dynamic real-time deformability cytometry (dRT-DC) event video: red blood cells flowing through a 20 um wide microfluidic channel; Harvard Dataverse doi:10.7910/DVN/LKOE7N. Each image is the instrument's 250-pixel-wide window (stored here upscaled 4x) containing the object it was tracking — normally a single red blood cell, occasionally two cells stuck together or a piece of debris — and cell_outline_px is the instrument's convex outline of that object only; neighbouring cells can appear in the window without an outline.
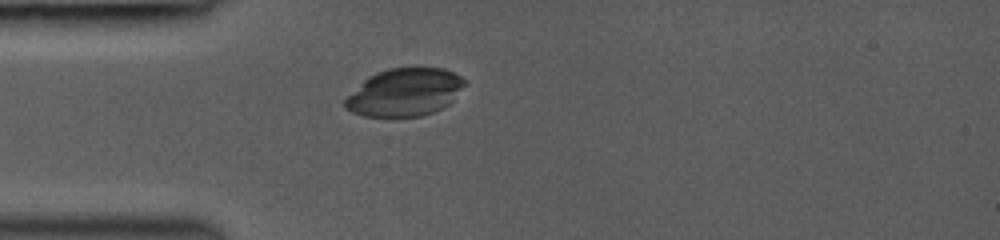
{"species": "common noctule bat (a hibernating species)", "species_latin": "Nyctalus noctula", "temperature_condition": "room temperature", "stored_images_in_passage": 45, "camera_frame_rate_fps": 3000, "um_per_image_px": 0.085, "animal": {"sex": "female", "body_mass_g": 19.0, "forearm_length_mm": 53.3}, "frame": {"image": 1, "passage_image": 14, "time_ms": 4.333, "image_size_px": [1000, 240], "cell_outline_px": [[464, 84], [452, 100], [448, 104], [432, 112], [420, 116], [364, 116], [352, 112], [344, 108], [344, 100], [368, 76], [376, 72], [388, 68], [444, 68], [460, 76], [464, 80]], "centroid_in_image_um": [34.36, 7.84], "position_along_channel_um": 50.6, "area_um2": 32.77}}
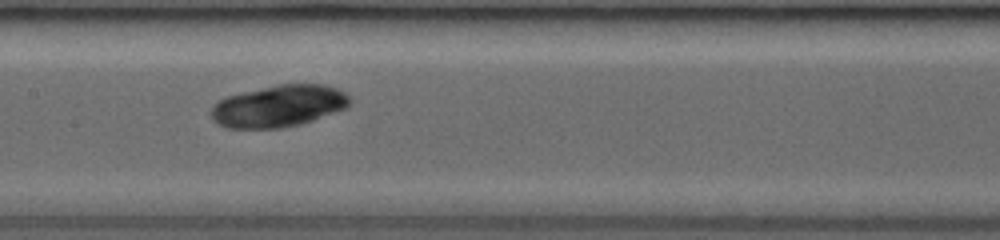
{"frame": {"image": 2, "passage_image": 24, "time_ms": 7.667, "image_size_px": [1000, 240], "cell_outline_px": [[352, 100], [348, 108], [300, 124], [280, 128], [228, 128], [216, 124], [212, 120], [212, 104], [228, 96], [244, 92], [280, 84], [324, 84], [336, 88], [344, 92]], "centroid_in_image_um": [23.71, 9.02], "position_along_channel_um": 183.7, "area_um2": 33.76}}
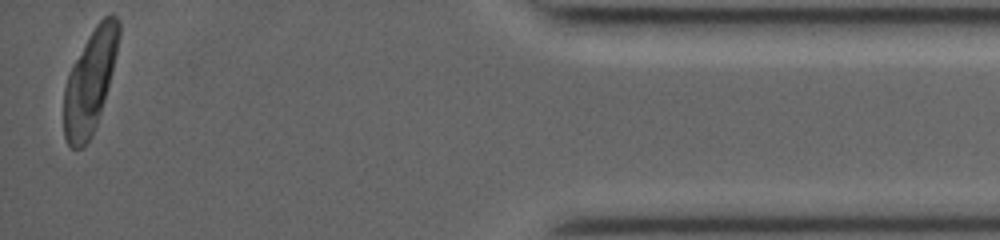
{"frame": {"image": 3, "passage_image": 45, "time_ms": 14.667, "image_size_px": [1000, 240], "cell_outline_px": [[120, 36], [108, 88], [92, 136], [80, 148], [72, 148], [68, 144], [64, 136], [64, 88], [72, 64], [88, 36], [96, 24], [104, 16], [116, 16], [120, 20]], "centroid_in_image_um": [7.65, 6.91], "position_along_channel_um": 427.6, "area_um2": 32.48}}